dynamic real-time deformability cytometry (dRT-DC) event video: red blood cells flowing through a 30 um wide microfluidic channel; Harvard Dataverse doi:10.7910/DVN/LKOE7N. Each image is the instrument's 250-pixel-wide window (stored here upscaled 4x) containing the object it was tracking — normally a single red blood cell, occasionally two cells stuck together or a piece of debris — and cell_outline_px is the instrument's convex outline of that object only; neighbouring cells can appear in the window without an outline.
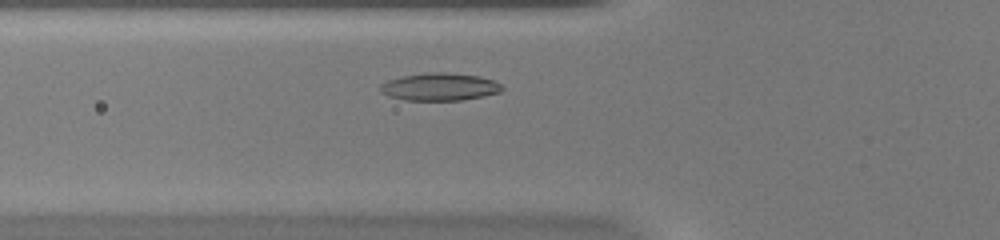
{"species": "common noctule bat (a hibernating species)", "species_latin": "Nyctalus noctula", "temperature_condition": "warm", "stored_images_in_passage": 40, "camera_frame_rate_fps": 3000, "um_per_image_px": 0.085, "animal": {"sex": "female", "body_mass_g": 20.0, "forearm_length_mm": 54.0}, "frame": {"image": 1, "passage_image": 7, "time_ms": 2.0, "image_size_px": [1000, 240], "cell_outline_px": [[504, 88], [500, 92], [484, 96], [464, 100], [404, 100], [388, 96], [380, 92], [380, 84], [388, 80], [404, 76], [428, 72], [444, 72], [480, 76], [492, 80], [500, 84]], "centroid_in_image_um": [37.37, 7.38], "position_along_channel_um": 88.4, "area_um2": 19.59}}
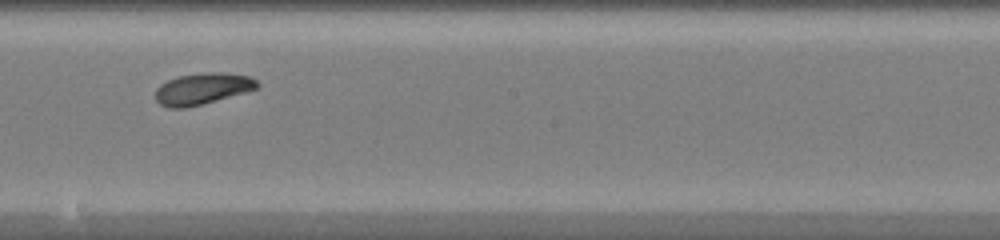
{"frame": {"image": 2, "passage_image": 18, "time_ms": 5.667, "image_size_px": [1000, 240], "cell_outline_px": [[260, 84], [256, 88], [244, 92], [200, 104], [184, 108], [168, 108], [160, 104], [156, 100], [156, 88], [160, 84], [176, 76], [208, 72], [224, 72], [248, 76], [256, 80]], "centroid_in_image_um": [17.16, 7.53], "position_along_channel_um": 231.0, "area_um2": 18.38}}
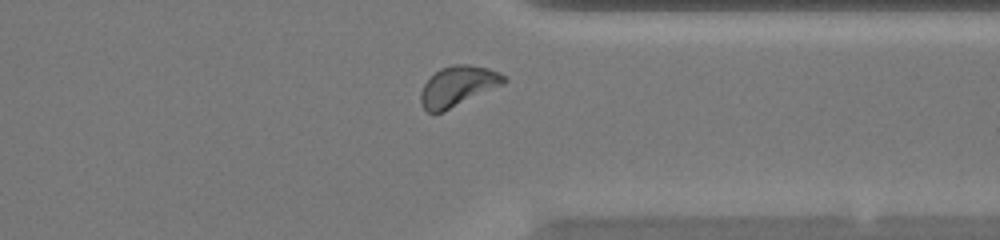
{"frame": {"image": 3, "passage_image": 29, "time_ms": 9.333, "image_size_px": [1000, 240], "cell_outline_px": [[508, 80], [504, 84], [440, 112], [428, 112], [424, 108], [420, 100], [420, 92], [424, 84], [440, 68], [452, 64], [468, 64], [488, 68], [500, 72], [508, 76]], "centroid_in_image_um": [38.95, 7.28], "position_along_channel_um": 372.4, "area_um2": 19.25}, "authors_computed_cell_mechanics": {"area_um2": 18.6694, "velocity_mm_per_s": 3.8933, "shape_relaxation_time_tau1_ms": 4.3236, "shape_relaxation_time_tau2_ms": null, "deformation_change_tau1": 0.1269, "deformation_change_tau2": null}}